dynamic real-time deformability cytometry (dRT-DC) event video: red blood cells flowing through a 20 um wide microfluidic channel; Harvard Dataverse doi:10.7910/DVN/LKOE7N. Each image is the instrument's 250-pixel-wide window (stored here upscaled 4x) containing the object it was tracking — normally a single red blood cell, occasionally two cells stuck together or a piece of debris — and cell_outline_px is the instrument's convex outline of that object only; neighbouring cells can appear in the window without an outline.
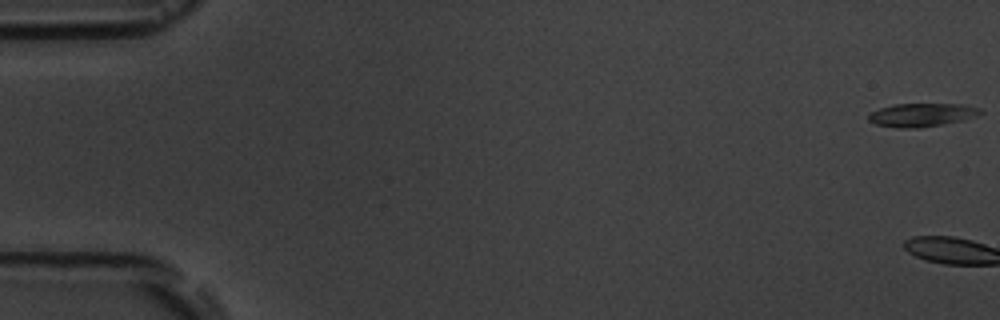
{"species": "common noctule bat (a hibernating species)", "species_latin": "Nyctalus noctula", "temperature_condition": "room temperature", "stored_images_in_passage": 12, "camera_frame_rate_fps": 3000, "um_per_image_px": 0.085, "animal": {"sex": "male", "body_mass_g": 19.5, "forearm_length_mm": 54.6}, "frame": {"image": 1, "passage_image": 1, "time_ms": 0.0, "image_size_px": [1000, 320], "cell_outline_px": [[984, 112], [976, 116], [960, 120], [920, 128], [900, 128], [876, 124], [868, 120], [868, 112], [892, 104], [960, 104], [980, 108]], "centroid_in_image_um": [78.3, 9.76], "position_along_channel_um": 6.7, "area_um2": 15.14}}
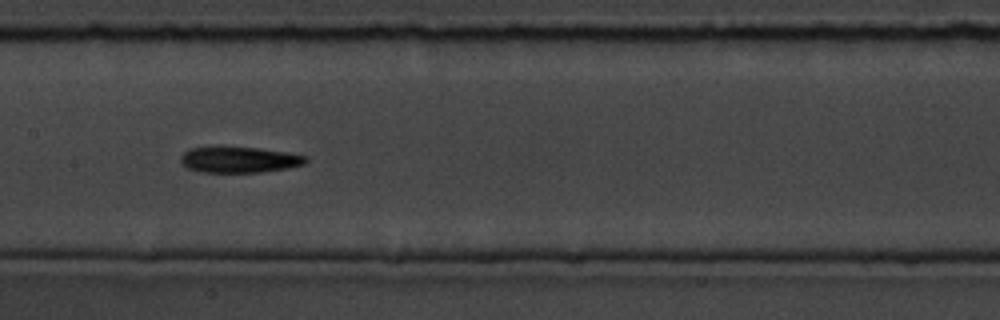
{"frame": {"image": 2, "passage_image": 9, "time_ms": 10.0, "image_size_px": [1000, 320], "cell_outline_px": [[308, 160], [304, 164], [288, 168], [260, 172], [204, 172], [188, 168], [180, 164], [180, 156], [188, 148], [216, 144], [256, 148], [284, 152], [304, 156]], "centroid_in_image_um": [20.21, 13.53], "position_along_channel_um": 187.2, "area_um2": 19.42}}
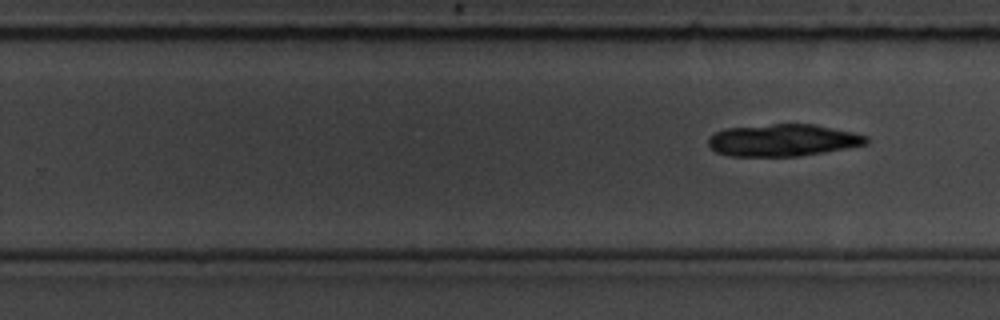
{"frame": {"image": 3, "passage_image": 12, "time_ms": 14.333, "image_size_px": [1000, 320], "cell_outline_px": [[868, 144], [848, 148], [800, 156], [728, 156], [716, 152], [708, 144], [708, 136], [724, 128], [772, 124], [816, 124], [852, 132], [868, 136]], "centroid_in_image_um": [66.54, 11.91], "position_along_channel_um": 263.3, "area_um2": 29.71}}